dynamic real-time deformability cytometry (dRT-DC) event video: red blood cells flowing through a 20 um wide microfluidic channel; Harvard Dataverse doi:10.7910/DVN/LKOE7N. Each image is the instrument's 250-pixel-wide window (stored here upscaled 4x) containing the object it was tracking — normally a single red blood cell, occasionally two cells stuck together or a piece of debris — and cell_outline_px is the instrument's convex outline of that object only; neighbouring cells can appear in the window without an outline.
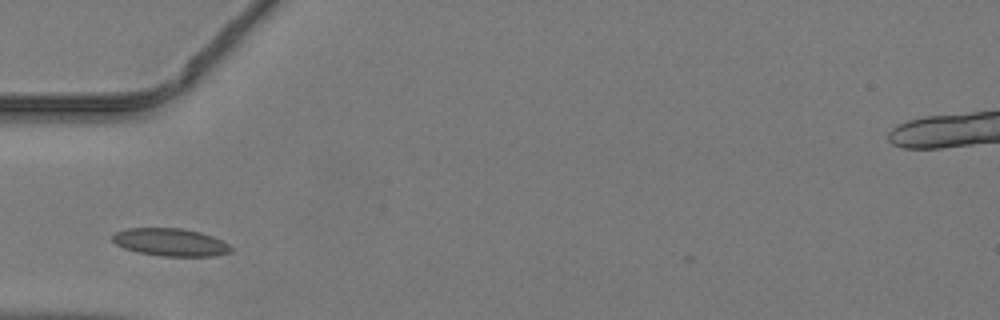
{"species": "common noctule bat (a hibernating species)", "species_latin": "Nyctalus noctula", "temperature_condition": "warm", "stored_images_in_passage": 21, "camera_frame_rate_fps": 3000, "um_per_image_px": 0.085, "animal": {"sex": "male", "body_mass_g": 19.2, "forearm_length_mm": 51.8}, "frame": {"image": 1, "passage_image": 2, "time_ms": 0.333, "image_size_px": [1000, 320], "cell_outline_px": [[232, 252], [216, 256], [160, 256], [136, 252], [124, 248], [116, 244], [112, 240], [112, 236], [116, 232], [128, 228], [184, 228], [200, 232], [212, 236], [228, 244], [232, 248]], "centroid_in_image_um": [14.49, 20.59], "position_along_channel_um": 70.5, "area_um2": 19.19}}
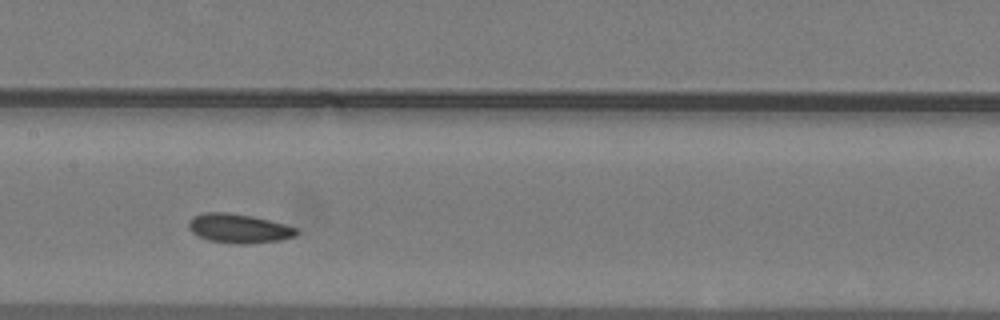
{"frame": {"image": 2, "passage_image": 10, "time_ms": 3.0, "image_size_px": [1000, 320], "cell_outline_px": [[300, 232], [296, 236], [280, 240], [248, 244], [240, 244], [208, 240], [192, 232], [188, 228], [188, 224], [192, 216], [204, 212], [228, 212], [252, 216], [284, 224], [296, 228]], "centroid_in_image_um": [20.3, 19.41], "position_along_channel_um": 187.1, "area_um2": 18.32}}
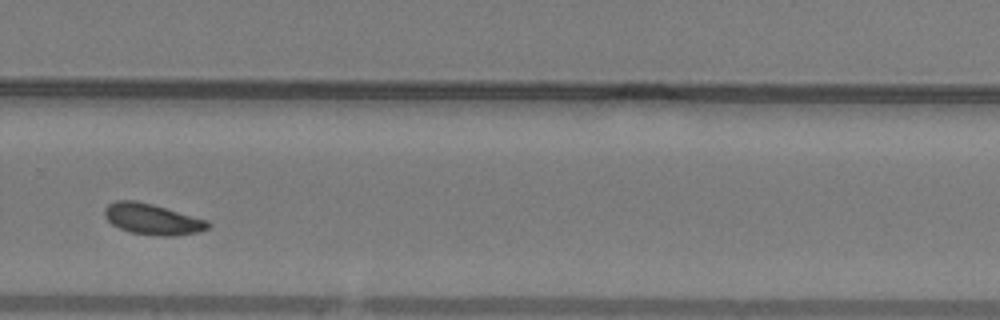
{"frame": {"image": 3, "passage_image": 19, "time_ms": 6.0, "image_size_px": [1000, 320], "cell_outline_px": [[212, 224], [208, 228], [200, 232], [176, 236], [160, 236], [132, 232], [120, 228], [112, 224], [104, 216], [104, 208], [108, 204], [116, 200], [136, 200], [152, 204], [208, 220]], "centroid_in_image_um": [12.97, 18.63], "position_along_channel_um": 316.8, "area_um2": 18.67}}